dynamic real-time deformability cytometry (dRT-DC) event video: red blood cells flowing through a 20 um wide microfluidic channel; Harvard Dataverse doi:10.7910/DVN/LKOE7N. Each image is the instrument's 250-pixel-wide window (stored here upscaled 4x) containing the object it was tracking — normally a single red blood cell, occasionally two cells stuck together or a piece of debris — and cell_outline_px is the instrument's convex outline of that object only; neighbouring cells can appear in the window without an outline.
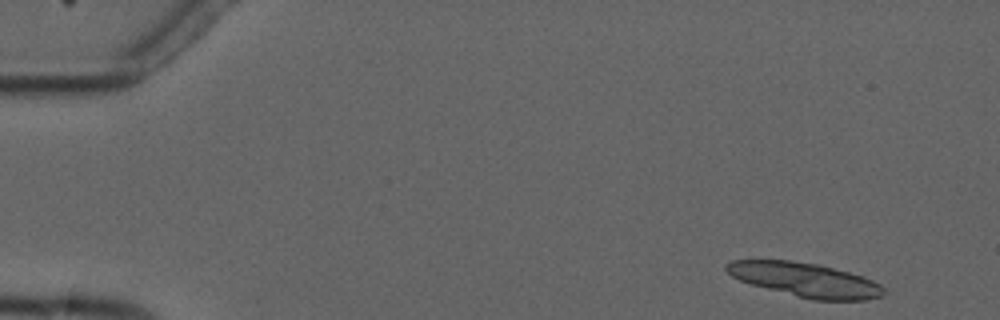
{"species": "common noctule bat (a hibernating species)", "species_latin": "Nyctalus noctula", "temperature_condition": "cold", "stored_images_in_passage": 4, "camera_frame_rate_fps": 3000, "um_per_image_px": 0.085, "animal": {"sex": "male", "forearm_length_mm": 52.5}, "frame": {"image": 1, "passage_image": 1, "time_ms": 0.0, "image_size_px": [1000, 320], "cell_outline_px": [[884, 296], [868, 300], [812, 300], [752, 284], [740, 280], [732, 276], [724, 268], [724, 264], [732, 260], [792, 260], [816, 264], [864, 276], [880, 284], [884, 288]], "centroid_in_image_um": [68.46, 23.78], "position_along_channel_um": 16.5, "area_um2": 31.1}}